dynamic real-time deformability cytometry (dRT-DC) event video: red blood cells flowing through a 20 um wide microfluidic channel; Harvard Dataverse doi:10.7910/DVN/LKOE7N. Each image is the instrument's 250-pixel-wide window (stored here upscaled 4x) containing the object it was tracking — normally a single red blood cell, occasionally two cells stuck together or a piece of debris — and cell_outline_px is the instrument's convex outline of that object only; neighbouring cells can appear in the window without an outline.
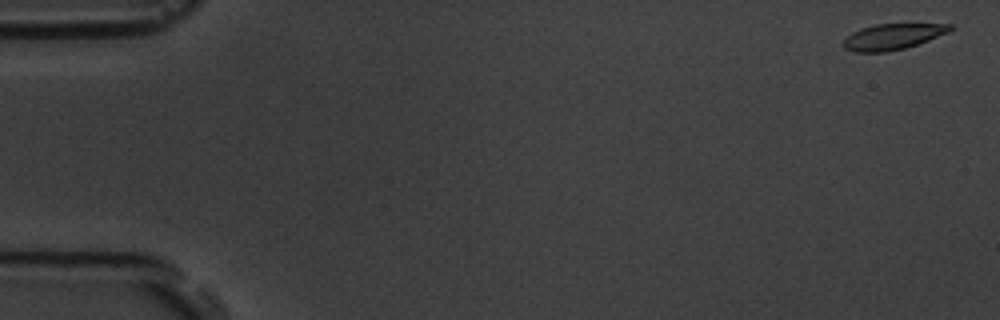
{"species": "common noctule bat (a hibernating species)", "species_latin": "Nyctalus noctula", "temperature_condition": "room temperature", "stored_images_in_passage": 54, "camera_frame_rate_fps": 3000, "um_per_image_px": 0.085, "animal": {"sex": "male", "body_mass_g": 19.5, "forearm_length_mm": 54.6}, "frame": {"image": 1, "passage_image": 1, "time_ms": 0.0, "image_size_px": [1000, 320], "cell_outline_px": [[956, 28], [948, 32], [928, 40], [904, 48], [888, 52], [852, 52], [844, 48], [844, 40], [852, 32], [860, 28], [876, 24], [952, 24]], "centroid_in_image_um": [75.87, 3.11], "position_along_channel_um": 9.1, "area_um2": 16.01}}
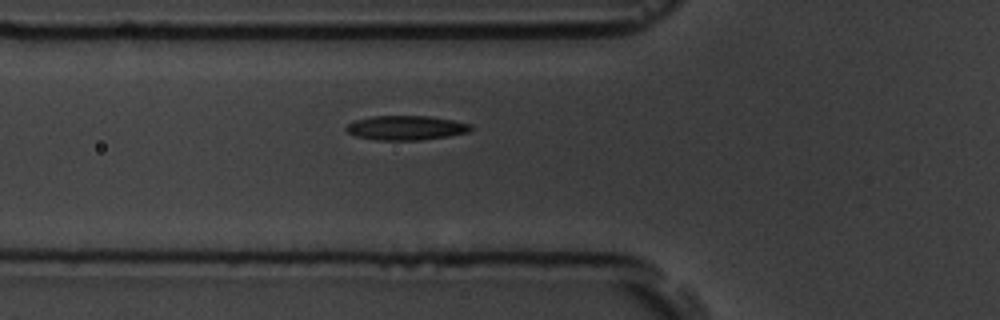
{"frame": {"image": 2, "passage_image": 19, "time_ms": 6.0, "image_size_px": [1000, 320], "cell_outline_px": [[476, 128], [472, 132], [448, 136], [420, 140], [376, 140], [356, 136], [348, 132], [344, 128], [348, 124], [356, 120], [372, 116], [428, 116], [452, 120], [472, 124]], "centroid_in_image_um": [34.58, 10.87], "position_along_channel_um": 91.2, "area_um2": 17.86}}
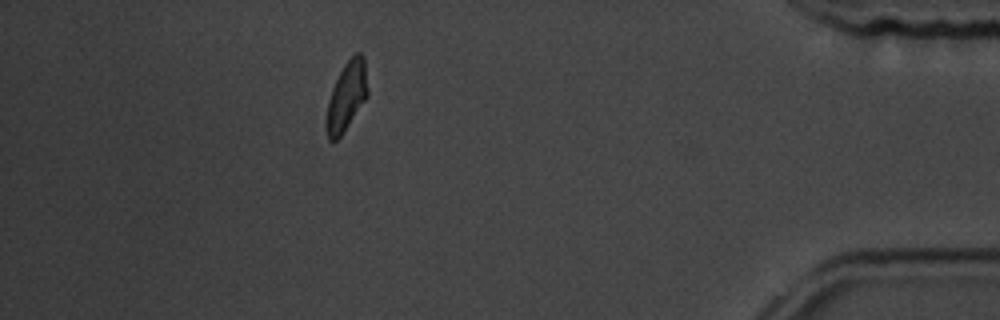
{"frame": {"image": 3, "passage_image": 48, "time_ms": 15.667, "image_size_px": [1000, 320], "cell_outline_px": [[368, 96], [344, 132], [336, 140], [328, 140], [328, 100], [332, 88], [344, 64], [356, 52], [360, 52], [364, 56], [368, 88]], "centroid_in_image_um": [29.51, 8.13], "position_along_channel_um": 405.7, "area_um2": 16.24}, "authors_computed_cell_mechanics": {"area_um2": 17.2822, "velocity_mm_per_s": 3.7548, "shape_relaxation_time_tau1_ms": 3.2422, "shape_relaxation_time_tau2_ms": 5.7083, "deformation_change_tau1": 0.129, "deformation_change_tau2": 0.1069}}